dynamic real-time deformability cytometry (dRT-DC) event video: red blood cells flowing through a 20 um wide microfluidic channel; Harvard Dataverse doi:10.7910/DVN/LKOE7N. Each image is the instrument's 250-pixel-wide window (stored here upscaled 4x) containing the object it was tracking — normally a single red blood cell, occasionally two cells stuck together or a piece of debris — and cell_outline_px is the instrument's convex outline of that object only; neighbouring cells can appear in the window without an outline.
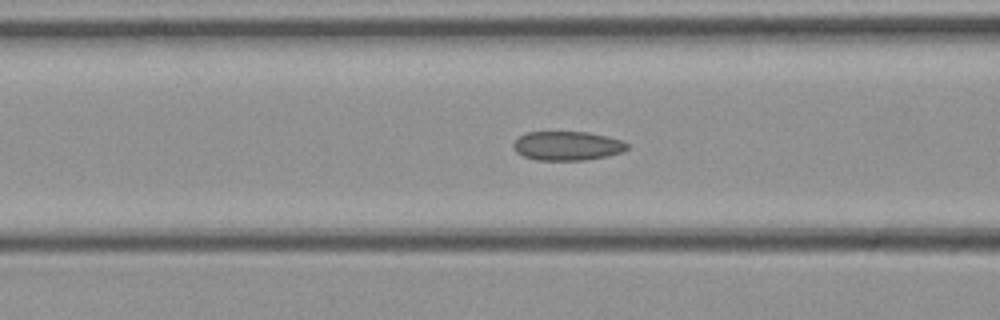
{"species": "common noctule bat (a hibernating species)", "species_latin": "Nyctalus noctula", "temperature_condition": "cold", "stored_images_in_passage": 32, "camera_frame_rate_fps": 3000, "um_per_image_px": 0.085, "animal": {"sex": "female", "body_mass_g": 21.9}, "frame": {"image": 1, "passage_image": 4, "time_ms": 1.0, "image_size_px": [1000, 320], "cell_outline_px": [[628, 148], [624, 152], [608, 156], [584, 160], [536, 160], [524, 156], [516, 152], [512, 148], [512, 144], [520, 136], [528, 132], [588, 132], [608, 136], [620, 140], [628, 144]], "centroid_in_image_um": [48.23, 12.4], "position_along_channel_um": 118.4, "area_um2": 19.36}}
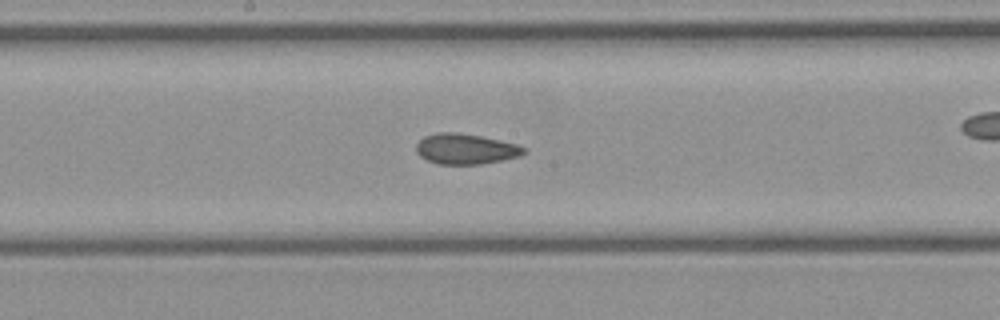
{"frame": {"image": 2, "passage_image": 10, "time_ms": 3.0, "image_size_px": [1000, 320], "cell_outline_px": [[528, 152], [520, 156], [480, 164], [436, 164], [420, 156], [416, 152], [416, 144], [424, 136], [440, 132], [452, 132], [480, 136], [500, 140], [516, 144], [528, 148]], "centroid_in_image_um": [39.59, 12.66], "position_along_channel_um": 208.6, "area_um2": 19.07}}
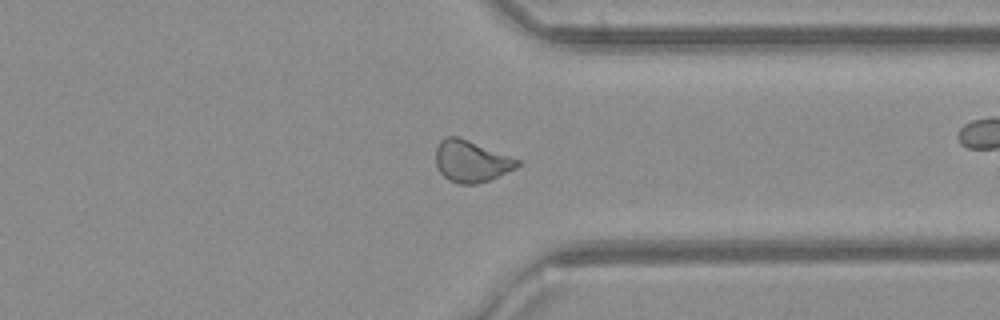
{"frame": {"image": 3, "passage_image": 21, "time_ms": 6.667, "image_size_px": [1000, 320], "cell_outline_px": [[520, 164], [516, 168], [488, 180], [476, 184], [460, 184], [448, 180], [440, 172], [436, 164], [436, 148], [440, 140], [444, 136], [460, 136], [520, 160]], "centroid_in_image_um": [40.03, 13.68], "position_along_channel_um": 371.4, "area_um2": 19.83}}